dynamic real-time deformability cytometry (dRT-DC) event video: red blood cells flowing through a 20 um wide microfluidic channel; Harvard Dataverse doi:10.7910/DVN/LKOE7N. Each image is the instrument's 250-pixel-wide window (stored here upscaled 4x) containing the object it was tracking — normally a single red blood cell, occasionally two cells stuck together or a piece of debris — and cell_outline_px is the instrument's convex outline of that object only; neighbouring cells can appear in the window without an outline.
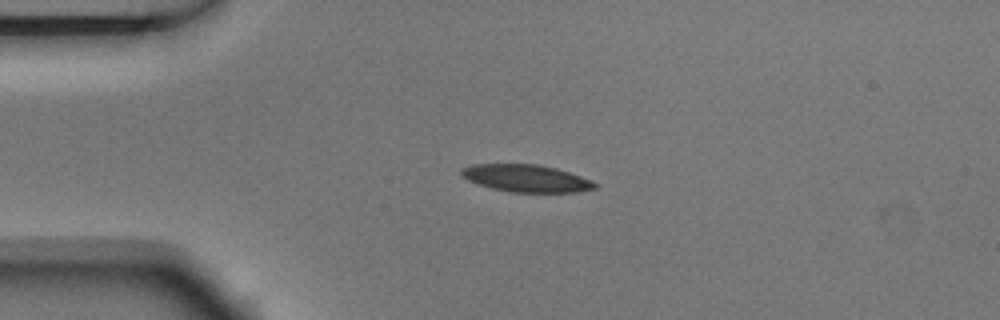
{"species": "Egyptian fruit bat (a non-hibernating species)", "species_latin": "Rousettus aegyptiacus", "temperature_condition": "room temperature", "stored_images_in_passage": 6, "camera_frame_rate_fps": 3000, "um_per_image_px": 0.085, "animal": {"sex": "male"}, "frame": {"image": 1, "passage_image": 3, "time_ms": 0.667, "image_size_px": [1000, 320], "cell_outline_px": [[600, 184], [596, 188], [576, 192], [512, 192], [492, 188], [468, 180], [460, 176], [460, 168], [472, 164], [536, 164], [556, 168], [592, 180]], "centroid_in_image_um": [44.73, 15.15], "position_along_channel_um": 40.3, "area_um2": 21.27}}
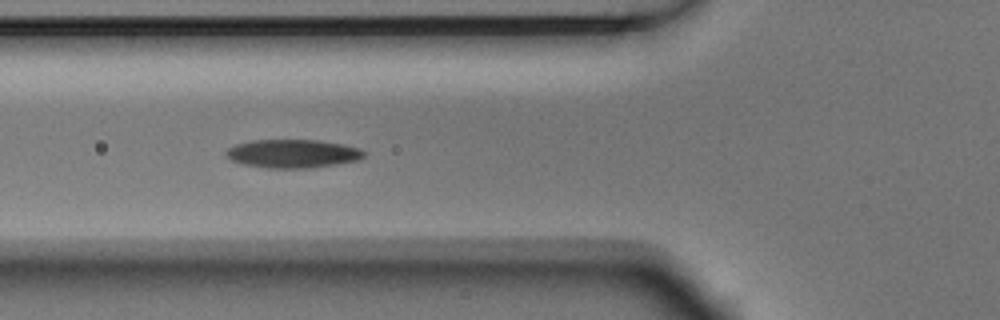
{"frame": {"image": 2, "passage_image": 5, "time_ms": 1.333, "image_size_px": [1000, 320], "cell_outline_px": [[364, 156], [360, 160], [336, 164], [308, 168], [268, 168], [244, 164], [232, 160], [224, 156], [224, 152], [228, 148], [236, 144], [252, 140], [320, 140], [344, 144], [360, 148], [364, 152]], "centroid_in_image_um": [24.88, 13.05], "position_along_channel_um": 100.9, "area_um2": 22.95}}
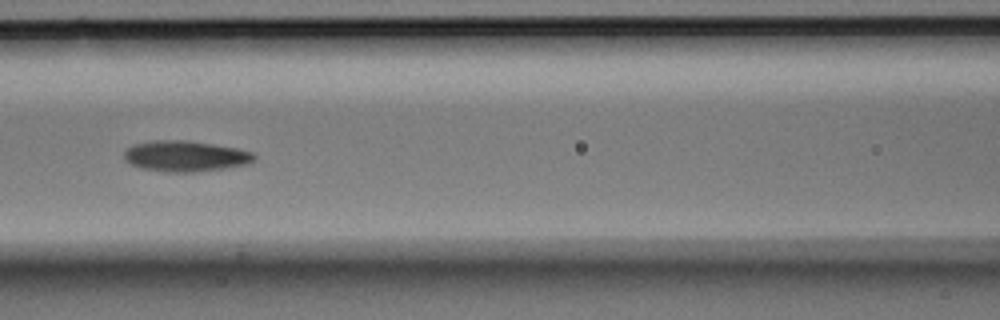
{"frame": {"image": 3, "passage_image": 6, "time_ms": 1.667, "image_size_px": [1000, 320], "cell_outline_px": [[256, 156], [248, 164], [224, 168], [192, 172], [164, 172], [140, 168], [124, 160], [124, 152], [132, 144], [152, 140], [188, 140], [236, 148], [252, 152]], "centroid_in_image_um": [15.71, 13.27], "position_along_channel_um": 150.9, "area_um2": 23.35}}